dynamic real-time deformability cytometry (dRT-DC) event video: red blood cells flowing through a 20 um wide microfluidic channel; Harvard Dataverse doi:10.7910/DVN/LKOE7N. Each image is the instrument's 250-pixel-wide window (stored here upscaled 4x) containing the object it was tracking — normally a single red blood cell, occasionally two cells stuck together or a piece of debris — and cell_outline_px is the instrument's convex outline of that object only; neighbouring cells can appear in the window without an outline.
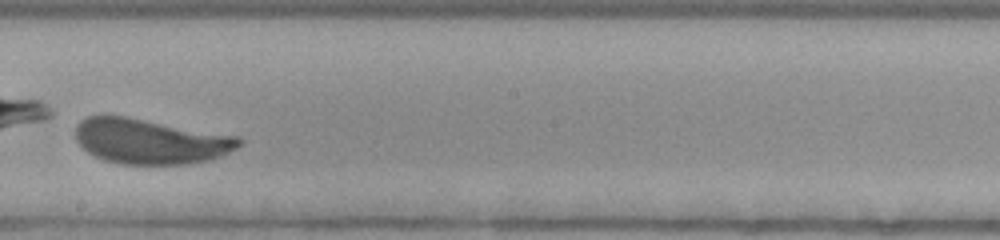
{"species": "human", "species_latin": "Homo sapiens", "temperature_condition": "room temperature", "stored_images_in_passage": 37, "camera_frame_rate_fps": 3000, "um_per_image_px": 0.085, "donor": {"sex": "female"}, "frame": {"image": 1, "passage_image": 17, "time_ms": 5.333, "image_size_px": [1000, 240], "cell_outline_px": [[244, 140], [236, 148], [220, 156], [208, 160], [188, 164], [120, 164], [104, 160], [88, 152], [76, 140], [76, 124], [80, 120], [88, 116], [100, 112], [108, 112], [240, 136]], "centroid_in_image_um": [12.74, 11.96], "position_along_channel_um": 235.5, "area_um2": 44.04}}
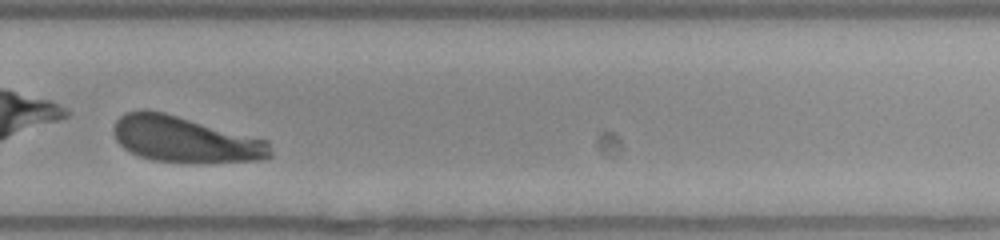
{"frame": {"image": 2, "passage_image": 23, "time_ms": 7.333, "image_size_px": [1000, 240], "cell_outline_px": [[272, 156], [260, 160], [200, 164], [188, 164], [152, 160], [140, 156], [124, 148], [116, 140], [112, 132], [112, 128], [116, 120], [124, 112], [140, 108], [164, 112], [268, 140], [272, 152]], "centroid_in_image_um": [15.71, 11.86], "position_along_channel_um": 314.1, "area_um2": 42.83}}
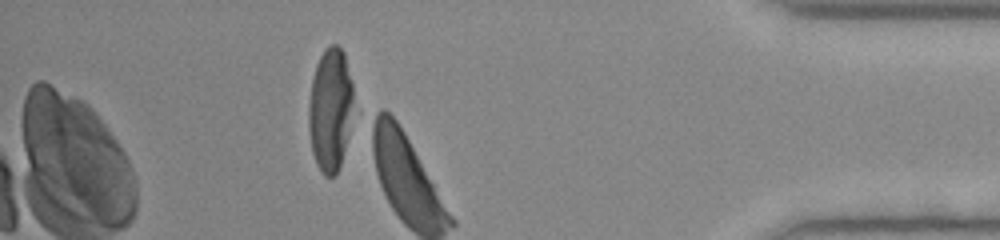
{"frame": {"image": 3, "passage_image": 32, "time_ms": 10.333, "image_size_px": [1000, 240], "cell_outline_px": [[352, 100], [344, 148], [340, 164], [336, 176], [324, 176], [320, 172], [316, 164], [312, 152], [308, 128], [308, 108], [312, 76], [316, 64], [324, 48], [328, 44], [336, 44], [344, 52], [352, 84]], "centroid_in_image_um": [28.02, 9.28], "position_along_channel_um": 407.2, "area_um2": 31.85}}